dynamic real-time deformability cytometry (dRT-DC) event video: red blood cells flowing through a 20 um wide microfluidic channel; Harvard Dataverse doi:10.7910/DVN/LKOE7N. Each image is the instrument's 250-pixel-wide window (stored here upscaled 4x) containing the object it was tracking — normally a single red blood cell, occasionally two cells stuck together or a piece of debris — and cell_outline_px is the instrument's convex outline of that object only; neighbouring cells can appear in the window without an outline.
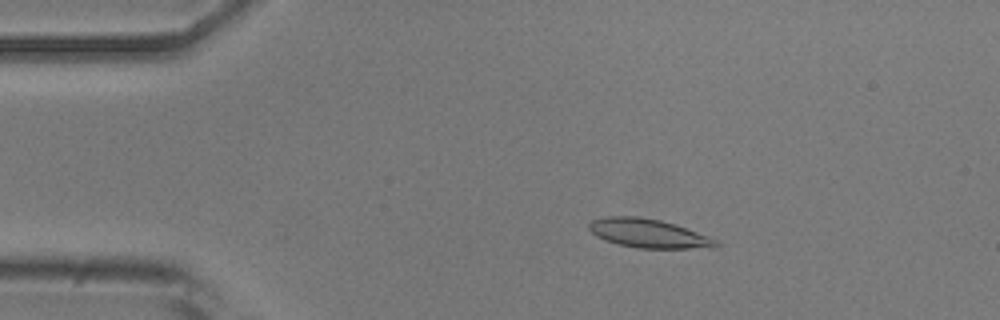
{"species": "common noctule bat (a hibernating species)", "species_latin": "Nyctalus noctula", "temperature_condition": "room temperature", "stored_images_in_passage": 53, "camera_frame_rate_fps": 3000, "um_per_image_px": 0.085, "animal": {"sex": "male", "body_mass_g": 20.5, "forearm_length_mm": 52.5}, "frame": {"image": 1, "passage_image": 10, "time_ms": 3.0, "image_size_px": [1000, 320], "cell_outline_px": [[720, 244], [716, 248], [636, 248], [620, 244], [596, 236], [588, 228], [588, 224], [592, 220], [604, 216], [640, 216], [660, 220], [676, 224], [708, 236], [716, 240]], "centroid_in_image_um": [55.13, 19.83], "position_along_channel_um": 29.9, "area_um2": 21.33}}
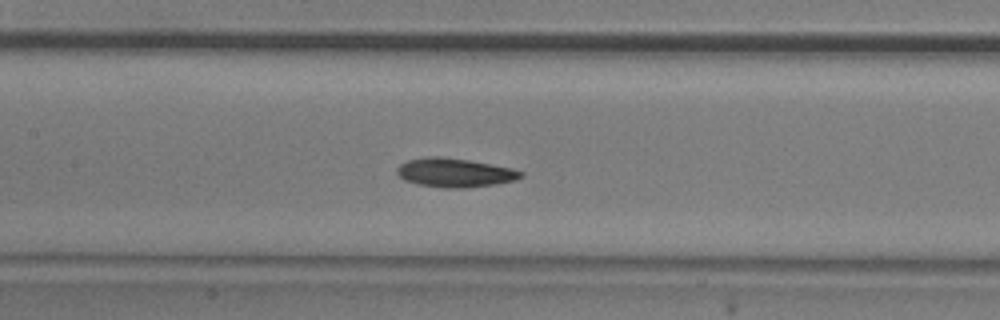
{"frame": {"image": 2, "passage_image": 25, "time_ms": 8.0, "image_size_px": [1000, 320], "cell_outline_px": [[524, 176], [516, 180], [496, 184], [464, 188], [440, 188], [416, 184], [404, 180], [396, 172], [396, 168], [400, 164], [408, 160], [428, 156], [440, 156], [468, 160], [492, 164], [512, 168], [524, 172]], "centroid_in_image_um": [38.66, 14.68], "position_along_channel_um": 168.7, "area_um2": 21.1}}
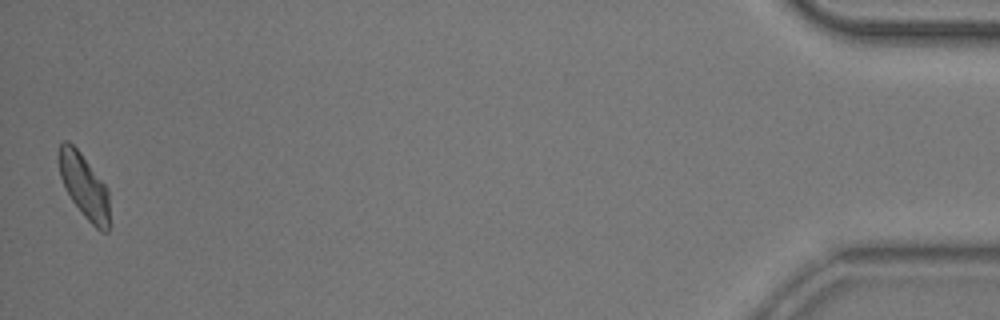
{"frame": {"image": 3, "passage_image": 53, "time_ms": 17.333, "image_size_px": [1000, 320], "cell_outline_px": [[108, 232], [100, 232], [84, 216], [72, 200], [60, 176], [56, 156], [60, 144], [64, 140], [68, 140], [80, 152], [108, 188]], "centroid_in_image_um": [7.12, 15.77], "position_along_channel_um": 428.1, "area_um2": 18.9}, "authors_computed_cell_mechanics": {"area_um2": 20.1722, "velocity_mm_per_s": 3.7887, "shape_relaxation_time_tau1_ms": 3.1896, "shape_relaxation_time_tau2_ms": 6.4648, "deformation_change_tau1": 0.1121, "deformation_change_tau2": 0.133}}